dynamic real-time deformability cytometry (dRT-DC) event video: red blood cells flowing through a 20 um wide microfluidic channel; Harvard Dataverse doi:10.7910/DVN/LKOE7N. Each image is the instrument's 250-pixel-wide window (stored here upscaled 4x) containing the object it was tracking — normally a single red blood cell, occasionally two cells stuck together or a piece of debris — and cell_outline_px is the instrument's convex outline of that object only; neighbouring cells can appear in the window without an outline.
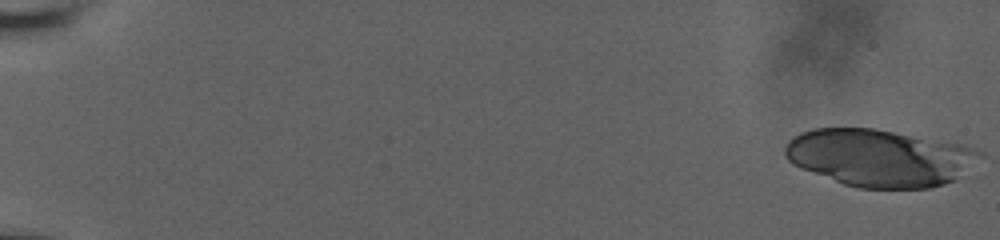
{"species": "human", "species_latin": "Homo sapiens", "temperature_condition": "room temperature", "stored_images_in_passage": 40, "camera_frame_rate_fps": 3000, "um_per_image_px": 0.085, "donor": {"sex": "male"}, "frame": {"image": 1, "passage_image": 1, "time_ms": 0.0, "image_size_px": [1000, 240], "cell_outline_px": [[984, 156], [956, 180], [944, 184], [928, 188], [856, 188], [844, 184], [800, 168], [792, 164], [784, 156], [784, 148], [788, 140], [800, 132], [812, 128], [876, 128], [960, 144], [976, 148], [984, 152]], "centroid_in_image_um": [74.77, 13.4], "position_along_channel_um": 10.2, "area_um2": 65.49}}
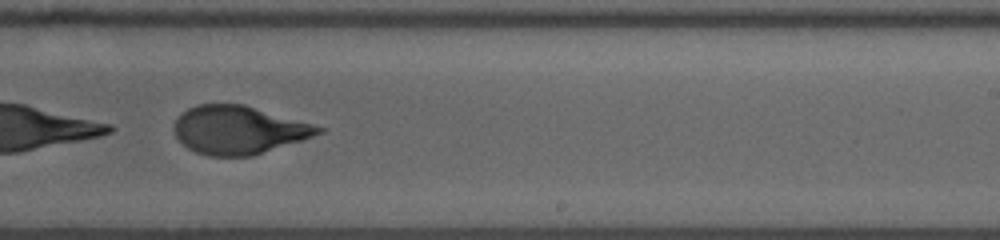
{"frame": {"image": 2, "passage_image": 38, "time_ms": 12.333, "image_size_px": [1000, 240], "cell_outline_px": [[324, 132], [252, 156], [208, 156], [196, 152], [188, 148], [176, 136], [172, 128], [176, 120], [188, 108], [196, 104], [244, 104], [312, 124], [324, 128]], "centroid_in_image_um": [20.25, 11.04], "position_along_channel_um": 268.8, "area_um2": 40.06}}